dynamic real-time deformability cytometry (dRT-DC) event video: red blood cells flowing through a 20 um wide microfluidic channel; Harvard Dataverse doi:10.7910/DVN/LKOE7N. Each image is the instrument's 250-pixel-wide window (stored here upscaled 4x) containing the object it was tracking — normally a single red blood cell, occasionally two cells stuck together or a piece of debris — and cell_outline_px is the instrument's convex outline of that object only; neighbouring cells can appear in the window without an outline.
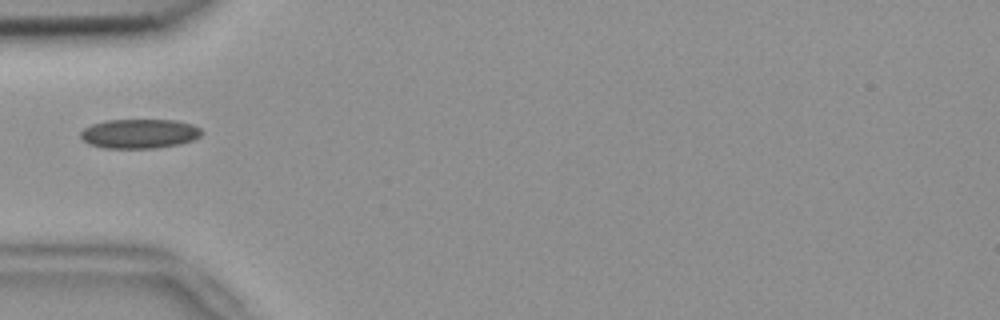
{"species": "common noctule bat (a hibernating species)", "species_latin": "Nyctalus noctula", "temperature_condition": "room temperature", "stored_images_in_passage": 4, "camera_frame_rate_fps": 3000, "um_per_image_px": 0.085, "animal": {"sex": "female", "body_mass_g": 18.4}, "frame": {"image": 1, "passage_image": 1, "time_ms": 0.0, "image_size_px": [1000, 320], "cell_outline_px": [[204, 132], [200, 136], [192, 140], [180, 144], [156, 148], [100, 148], [88, 144], [80, 136], [80, 132], [84, 128], [92, 124], [108, 120], [176, 120], [192, 124], [200, 128]], "centroid_in_image_um": [11.85, 11.37], "position_along_channel_um": 73.1, "area_um2": 20.87}}